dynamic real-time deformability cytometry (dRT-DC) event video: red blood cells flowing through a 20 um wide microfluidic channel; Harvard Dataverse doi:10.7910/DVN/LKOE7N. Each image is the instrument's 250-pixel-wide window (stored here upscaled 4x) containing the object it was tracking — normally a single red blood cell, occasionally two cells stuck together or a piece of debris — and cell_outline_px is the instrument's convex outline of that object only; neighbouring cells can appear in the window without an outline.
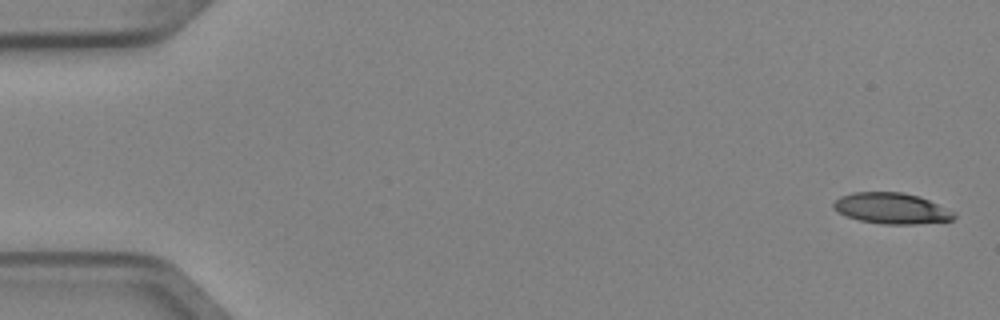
{"species": "Egyptian fruit bat (a non-hibernating species)", "species_latin": "Rousettus aegyptiacus", "temperature_condition": "cold", "stored_images_in_passage": 4, "camera_frame_rate_fps": 3000, "um_per_image_px": 0.085, "animal": {"sex": "female"}, "frame": {"image": 1, "passage_image": 1, "time_ms": 0.0, "image_size_px": [1000, 320], "cell_outline_px": [[956, 216], [952, 220], [916, 224], [880, 224], [860, 220], [844, 216], [832, 208], [832, 204], [840, 196], [852, 192], [900, 192], [920, 196], [956, 212]], "centroid_in_image_um": [75.77, 17.71], "position_along_channel_um": 9.2, "area_um2": 21.91}}
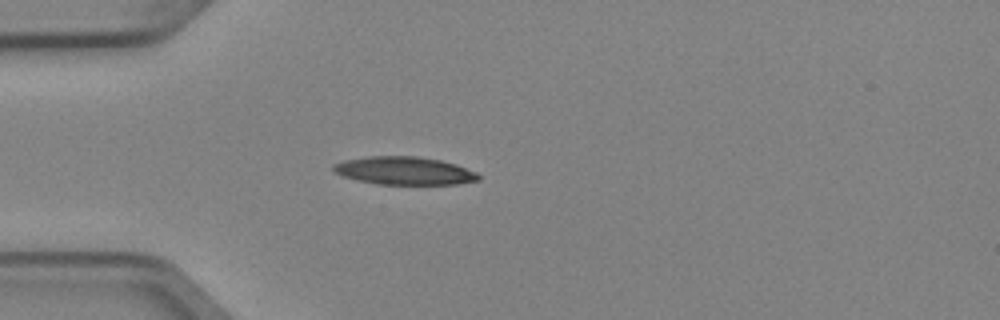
{"frame": {"image": 2, "passage_image": 4, "time_ms": 1.0, "image_size_px": [1000, 320], "cell_outline_px": [[480, 180], [456, 184], [376, 184], [344, 176], [332, 172], [332, 164], [344, 160], [368, 156], [416, 156], [440, 160], [456, 164], [476, 172], [480, 176]], "centroid_in_image_um": [34.35, 14.51], "position_along_channel_um": 50.6, "area_um2": 23.64}}